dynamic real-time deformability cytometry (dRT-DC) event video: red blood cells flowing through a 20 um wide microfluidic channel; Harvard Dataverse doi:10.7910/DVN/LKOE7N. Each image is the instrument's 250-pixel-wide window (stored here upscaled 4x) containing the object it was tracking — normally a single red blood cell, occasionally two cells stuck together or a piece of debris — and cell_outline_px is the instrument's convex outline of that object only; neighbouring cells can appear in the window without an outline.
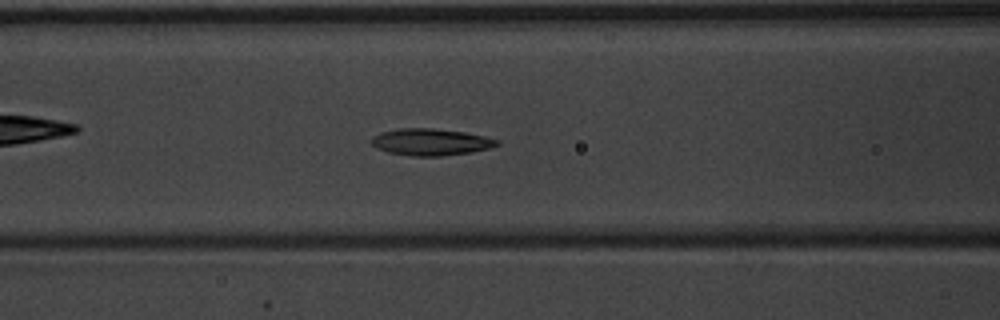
{"species": "common noctule bat (a hibernating species)", "species_latin": "Nyctalus noctula", "temperature_condition": "warm", "stored_images_in_passage": 36, "camera_frame_rate_fps": 3000, "um_per_image_px": 0.085, "animal": {"sex": "male", "body_mass_g": 20.1, "forearm_length_mm": 53.5}, "frame": {"image": 1, "passage_image": 22, "time_ms": 7.0, "image_size_px": [1000, 320], "cell_outline_px": [[500, 144], [492, 148], [472, 152], [440, 156], [412, 156], [388, 152], [376, 148], [368, 140], [372, 136], [380, 132], [400, 128], [432, 128], [464, 132], [484, 136], [500, 140]], "centroid_in_image_um": [36.6, 12.07], "position_along_channel_um": 130.0, "area_um2": 19.83}}
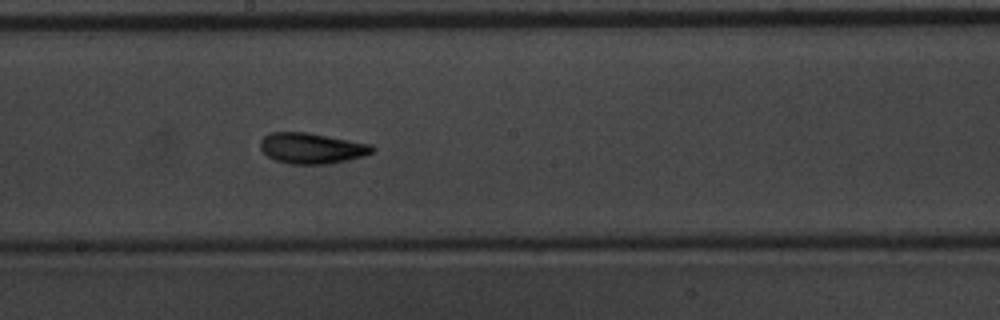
{"frame": {"image": 2, "passage_image": 29, "time_ms": 9.333, "image_size_px": [1000, 320], "cell_outline_px": [[376, 148], [372, 152], [364, 156], [328, 164], [288, 164], [276, 160], [268, 156], [260, 148], [260, 140], [264, 136], [272, 132], [308, 132], [372, 144]], "centroid_in_image_um": [26.5, 12.59], "position_along_channel_um": 221.7, "area_um2": 20.11}}
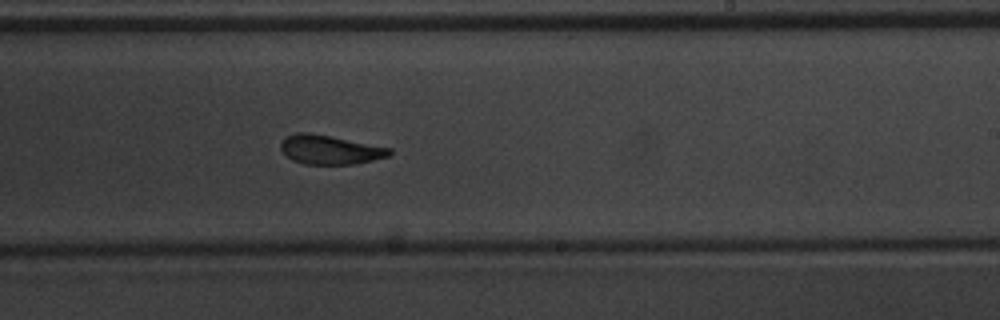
{"frame": {"image": 3, "passage_image": 32, "time_ms": 10.333, "image_size_px": [1000, 320], "cell_outline_px": [[392, 152], [388, 156], [372, 160], [352, 164], [304, 164], [292, 160], [280, 148], [280, 144], [288, 136], [296, 132], [308, 132], [332, 136], [392, 148]], "centroid_in_image_um": [28.05, 12.72], "position_along_channel_um": 260.9, "area_um2": 18.32}}